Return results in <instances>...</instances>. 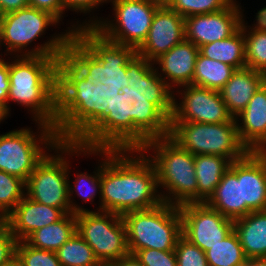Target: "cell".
<instances>
[{"label": "cell", "mask_w": 266, "mask_h": 266, "mask_svg": "<svg viewBox=\"0 0 266 266\" xmlns=\"http://www.w3.org/2000/svg\"><path fill=\"white\" fill-rule=\"evenodd\" d=\"M59 141L136 144L152 122L119 90L85 77L65 56L56 64Z\"/></svg>", "instance_id": "1"}, {"label": "cell", "mask_w": 266, "mask_h": 266, "mask_svg": "<svg viewBox=\"0 0 266 266\" xmlns=\"http://www.w3.org/2000/svg\"><path fill=\"white\" fill-rule=\"evenodd\" d=\"M65 57L93 84L119 89L152 123L159 105L148 88L147 66L130 46L105 39L93 27H82L69 39Z\"/></svg>", "instance_id": "2"}, {"label": "cell", "mask_w": 266, "mask_h": 266, "mask_svg": "<svg viewBox=\"0 0 266 266\" xmlns=\"http://www.w3.org/2000/svg\"><path fill=\"white\" fill-rule=\"evenodd\" d=\"M83 155L99 156L100 211L124 215L163 201L153 162L136 144H85Z\"/></svg>", "instance_id": "3"}, {"label": "cell", "mask_w": 266, "mask_h": 266, "mask_svg": "<svg viewBox=\"0 0 266 266\" xmlns=\"http://www.w3.org/2000/svg\"><path fill=\"white\" fill-rule=\"evenodd\" d=\"M136 145L155 166L163 202L178 207L197 203L194 155L190 151L182 149L156 123L143 130Z\"/></svg>", "instance_id": "4"}, {"label": "cell", "mask_w": 266, "mask_h": 266, "mask_svg": "<svg viewBox=\"0 0 266 266\" xmlns=\"http://www.w3.org/2000/svg\"><path fill=\"white\" fill-rule=\"evenodd\" d=\"M12 57V58H11ZM60 57L10 56L9 92L5 108L11 104L27 108L33 122L56 128V64ZM11 101V102H10Z\"/></svg>", "instance_id": "5"}, {"label": "cell", "mask_w": 266, "mask_h": 266, "mask_svg": "<svg viewBox=\"0 0 266 266\" xmlns=\"http://www.w3.org/2000/svg\"><path fill=\"white\" fill-rule=\"evenodd\" d=\"M59 24L61 22L51 13L31 6L2 15L0 48L5 47L4 53H6L4 55L0 53V57L12 54V56H65L67 43L73 36L67 29L59 33L56 31L43 44L34 43L43 34L45 35L50 26L55 28Z\"/></svg>", "instance_id": "6"}, {"label": "cell", "mask_w": 266, "mask_h": 266, "mask_svg": "<svg viewBox=\"0 0 266 266\" xmlns=\"http://www.w3.org/2000/svg\"><path fill=\"white\" fill-rule=\"evenodd\" d=\"M82 154L83 143L59 141L30 174L25 182V195L33 201L62 209L66 214L71 213L68 175L72 163L69 160Z\"/></svg>", "instance_id": "7"}, {"label": "cell", "mask_w": 266, "mask_h": 266, "mask_svg": "<svg viewBox=\"0 0 266 266\" xmlns=\"http://www.w3.org/2000/svg\"><path fill=\"white\" fill-rule=\"evenodd\" d=\"M130 254L142 249L173 251L182 236V218L178 206L162 202L145 210L122 215Z\"/></svg>", "instance_id": "8"}, {"label": "cell", "mask_w": 266, "mask_h": 266, "mask_svg": "<svg viewBox=\"0 0 266 266\" xmlns=\"http://www.w3.org/2000/svg\"><path fill=\"white\" fill-rule=\"evenodd\" d=\"M182 149L193 155H219L232 162L248 150L241 144L236 119L226 123L156 122Z\"/></svg>", "instance_id": "9"}, {"label": "cell", "mask_w": 266, "mask_h": 266, "mask_svg": "<svg viewBox=\"0 0 266 266\" xmlns=\"http://www.w3.org/2000/svg\"><path fill=\"white\" fill-rule=\"evenodd\" d=\"M35 124L37 132L27 126L0 134V170L25 182L37 164L59 142L54 128L39 122Z\"/></svg>", "instance_id": "10"}, {"label": "cell", "mask_w": 266, "mask_h": 266, "mask_svg": "<svg viewBox=\"0 0 266 266\" xmlns=\"http://www.w3.org/2000/svg\"><path fill=\"white\" fill-rule=\"evenodd\" d=\"M232 118L219 91L190 84L176 88L159 105L156 122L226 123Z\"/></svg>", "instance_id": "11"}, {"label": "cell", "mask_w": 266, "mask_h": 266, "mask_svg": "<svg viewBox=\"0 0 266 266\" xmlns=\"http://www.w3.org/2000/svg\"><path fill=\"white\" fill-rule=\"evenodd\" d=\"M109 3L114 16L101 17L93 28L105 39L137 50L147 37L156 10L163 3L158 0H109Z\"/></svg>", "instance_id": "12"}, {"label": "cell", "mask_w": 266, "mask_h": 266, "mask_svg": "<svg viewBox=\"0 0 266 266\" xmlns=\"http://www.w3.org/2000/svg\"><path fill=\"white\" fill-rule=\"evenodd\" d=\"M76 215V233L93 249L103 266L128 255L126 227L121 215L85 211Z\"/></svg>", "instance_id": "13"}, {"label": "cell", "mask_w": 266, "mask_h": 266, "mask_svg": "<svg viewBox=\"0 0 266 266\" xmlns=\"http://www.w3.org/2000/svg\"><path fill=\"white\" fill-rule=\"evenodd\" d=\"M198 53L199 48L194 43L183 40L147 67L148 88L158 105L163 103L176 87L192 84Z\"/></svg>", "instance_id": "14"}, {"label": "cell", "mask_w": 266, "mask_h": 266, "mask_svg": "<svg viewBox=\"0 0 266 266\" xmlns=\"http://www.w3.org/2000/svg\"><path fill=\"white\" fill-rule=\"evenodd\" d=\"M179 209L182 235L204 252L224 240L234 230L233 220L206 203H188L179 206Z\"/></svg>", "instance_id": "15"}, {"label": "cell", "mask_w": 266, "mask_h": 266, "mask_svg": "<svg viewBox=\"0 0 266 266\" xmlns=\"http://www.w3.org/2000/svg\"><path fill=\"white\" fill-rule=\"evenodd\" d=\"M233 0L218 12L194 15L185 18V40L198 48L205 44L223 40L233 35L242 24L244 9Z\"/></svg>", "instance_id": "16"}, {"label": "cell", "mask_w": 266, "mask_h": 266, "mask_svg": "<svg viewBox=\"0 0 266 266\" xmlns=\"http://www.w3.org/2000/svg\"><path fill=\"white\" fill-rule=\"evenodd\" d=\"M183 40L185 18L163 3L156 10L147 37L136 50V54L148 67L155 59Z\"/></svg>", "instance_id": "17"}, {"label": "cell", "mask_w": 266, "mask_h": 266, "mask_svg": "<svg viewBox=\"0 0 266 266\" xmlns=\"http://www.w3.org/2000/svg\"><path fill=\"white\" fill-rule=\"evenodd\" d=\"M65 215L62 209L33 201L25 195L3 223L17 241H25L34 231L61 220Z\"/></svg>", "instance_id": "18"}, {"label": "cell", "mask_w": 266, "mask_h": 266, "mask_svg": "<svg viewBox=\"0 0 266 266\" xmlns=\"http://www.w3.org/2000/svg\"><path fill=\"white\" fill-rule=\"evenodd\" d=\"M237 133L248 151L266 149V84L253 95L246 108L236 117Z\"/></svg>", "instance_id": "19"}, {"label": "cell", "mask_w": 266, "mask_h": 266, "mask_svg": "<svg viewBox=\"0 0 266 266\" xmlns=\"http://www.w3.org/2000/svg\"><path fill=\"white\" fill-rule=\"evenodd\" d=\"M266 210V163L254 151L242 157V217Z\"/></svg>", "instance_id": "20"}, {"label": "cell", "mask_w": 266, "mask_h": 266, "mask_svg": "<svg viewBox=\"0 0 266 266\" xmlns=\"http://www.w3.org/2000/svg\"><path fill=\"white\" fill-rule=\"evenodd\" d=\"M206 204L233 221L242 218V158L231 163Z\"/></svg>", "instance_id": "21"}, {"label": "cell", "mask_w": 266, "mask_h": 266, "mask_svg": "<svg viewBox=\"0 0 266 266\" xmlns=\"http://www.w3.org/2000/svg\"><path fill=\"white\" fill-rule=\"evenodd\" d=\"M264 83L262 72L247 67L236 70L219 90L228 112L234 118L240 114Z\"/></svg>", "instance_id": "22"}, {"label": "cell", "mask_w": 266, "mask_h": 266, "mask_svg": "<svg viewBox=\"0 0 266 266\" xmlns=\"http://www.w3.org/2000/svg\"><path fill=\"white\" fill-rule=\"evenodd\" d=\"M234 231L248 259L266 257V210L235 220Z\"/></svg>", "instance_id": "23"}, {"label": "cell", "mask_w": 266, "mask_h": 266, "mask_svg": "<svg viewBox=\"0 0 266 266\" xmlns=\"http://www.w3.org/2000/svg\"><path fill=\"white\" fill-rule=\"evenodd\" d=\"M197 180V203H206L214 194L232 161L219 155H194Z\"/></svg>", "instance_id": "24"}, {"label": "cell", "mask_w": 266, "mask_h": 266, "mask_svg": "<svg viewBox=\"0 0 266 266\" xmlns=\"http://www.w3.org/2000/svg\"><path fill=\"white\" fill-rule=\"evenodd\" d=\"M242 21L245 38L246 67L264 73L266 71V18L258 11L256 22L251 25Z\"/></svg>", "instance_id": "25"}, {"label": "cell", "mask_w": 266, "mask_h": 266, "mask_svg": "<svg viewBox=\"0 0 266 266\" xmlns=\"http://www.w3.org/2000/svg\"><path fill=\"white\" fill-rule=\"evenodd\" d=\"M199 53L209 59L228 64L236 70L245 68V38L242 24L228 38L200 46Z\"/></svg>", "instance_id": "26"}, {"label": "cell", "mask_w": 266, "mask_h": 266, "mask_svg": "<svg viewBox=\"0 0 266 266\" xmlns=\"http://www.w3.org/2000/svg\"><path fill=\"white\" fill-rule=\"evenodd\" d=\"M76 233V215L66 214L61 220L34 231L25 241L35 248L56 252Z\"/></svg>", "instance_id": "27"}, {"label": "cell", "mask_w": 266, "mask_h": 266, "mask_svg": "<svg viewBox=\"0 0 266 266\" xmlns=\"http://www.w3.org/2000/svg\"><path fill=\"white\" fill-rule=\"evenodd\" d=\"M98 165L95 166V170L92 172L93 174H89L87 172L76 173L73 177L75 178L74 184L70 181V176L68 175V190H69V203L71 206V213L77 214L80 212L91 211L88 208H84V205H80L74 200V197H80L81 202L90 203L93 205L94 198L99 197L98 207H96L97 211H100V199H101V182H100V160L98 159ZM73 184V185H72ZM73 194H75L73 196Z\"/></svg>", "instance_id": "28"}, {"label": "cell", "mask_w": 266, "mask_h": 266, "mask_svg": "<svg viewBox=\"0 0 266 266\" xmlns=\"http://www.w3.org/2000/svg\"><path fill=\"white\" fill-rule=\"evenodd\" d=\"M235 71L236 69L228 64L198 53L192 85L219 91Z\"/></svg>", "instance_id": "29"}, {"label": "cell", "mask_w": 266, "mask_h": 266, "mask_svg": "<svg viewBox=\"0 0 266 266\" xmlns=\"http://www.w3.org/2000/svg\"><path fill=\"white\" fill-rule=\"evenodd\" d=\"M205 254L208 266H244L248 259L234 230Z\"/></svg>", "instance_id": "30"}, {"label": "cell", "mask_w": 266, "mask_h": 266, "mask_svg": "<svg viewBox=\"0 0 266 266\" xmlns=\"http://www.w3.org/2000/svg\"><path fill=\"white\" fill-rule=\"evenodd\" d=\"M61 266H103L94 254L93 249L75 233L57 251Z\"/></svg>", "instance_id": "31"}, {"label": "cell", "mask_w": 266, "mask_h": 266, "mask_svg": "<svg viewBox=\"0 0 266 266\" xmlns=\"http://www.w3.org/2000/svg\"><path fill=\"white\" fill-rule=\"evenodd\" d=\"M25 196V181L0 170V219L14 210Z\"/></svg>", "instance_id": "32"}, {"label": "cell", "mask_w": 266, "mask_h": 266, "mask_svg": "<svg viewBox=\"0 0 266 266\" xmlns=\"http://www.w3.org/2000/svg\"><path fill=\"white\" fill-rule=\"evenodd\" d=\"M233 0H167L165 4L183 18L218 12Z\"/></svg>", "instance_id": "33"}, {"label": "cell", "mask_w": 266, "mask_h": 266, "mask_svg": "<svg viewBox=\"0 0 266 266\" xmlns=\"http://www.w3.org/2000/svg\"><path fill=\"white\" fill-rule=\"evenodd\" d=\"M104 3H109V0H62L65 11H75L77 14H85V16L89 14V19H86L87 21L79 22L80 20L78 19L76 23L75 21L73 23L71 22L70 24L72 25H70V27L68 26L67 30L72 34H76L82 27H94L101 20V17L97 16V14L94 16L93 13Z\"/></svg>", "instance_id": "34"}, {"label": "cell", "mask_w": 266, "mask_h": 266, "mask_svg": "<svg viewBox=\"0 0 266 266\" xmlns=\"http://www.w3.org/2000/svg\"><path fill=\"white\" fill-rule=\"evenodd\" d=\"M16 256L23 266H61L56 252L30 246L26 241H18Z\"/></svg>", "instance_id": "35"}, {"label": "cell", "mask_w": 266, "mask_h": 266, "mask_svg": "<svg viewBox=\"0 0 266 266\" xmlns=\"http://www.w3.org/2000/svg\"><path fill=\"white\" fill-rule=\"evenodd\" d=\"M177 266H208L206 254L183 235L175 246Z\"/></svg>", "instance_id": "36"}, {"label": "cell", "mask_w": 266, "mask_h": 266, "mask_svg": "<svg viewBox=\"0 0 266 266\" xmlns=\"http://www.w3.org/2000/svg\"><path fill=\"white\" fill-rule=\"evenodd\" d=\"M143 266H177L175 251L142 249L134 253Z\"/></svg>", "instance_id": "37"}, {"label": "cell", "mask_w": 266, "mask_h": 266, "mask_svg": "<svg viewBox=\"0 0 266 266\" xmlns=\"http://www.w3.org/2000/svg\"><path fill=\"white\" fill-rule=\"evenodd\" d=\"M17 242L9 228L2 222L0 224V266H4L16 256Z\"/></svg>", "instance_id": "38"}, {"label": "cell", "mask_w": 266, "mask_h": 266, "mask_svg": "<svg viewBox=\"0 0 266 266\" xmlns=\"http://www.w3.org/2000/svg\"><path fill=\"white\" fill-rule=\"evenodd\" d=\"M29 5L51 13L61 22L65 16L64 13H66L62 0H29Z\"/></svg>", "instance_id": "39"}, {"label": "cell", "mask_w": 266, "mask_h": 266, "mask_svg": "<svg viewBox=\"0 0 266 266\" xmlns=\"http://www.w3.org/2000/svg\"><path fill=\"white\" fill-rule=\"evenodd\" d=\"M9 56L5 60L0 57V101L5 105L9 92Z\"/></svg>", "instance_id": "40"}, {"label": "cell", "mask_w": 266, "mask_h": 266, "mask_svg": "<svg viewBox=\"0 0 266 266\" xmlns=\"http://www.w3.org/2000/svg\"><path fill=\"white\" fill-rule=\"evenodd\" d=\"M29 0H0V12L2 15L28 7Z\"/></svg>", "instance_id": "41"}, {"label": "cell", "mask_w": 266, "mask_h": 266, "mask_svg": "<svg viewBox=\"0 0 266 266\" xmlns=\"http://www.w3.org/2000/svg\"><path fill=\"white\" fill-rule=\"evenodd\" d=\"M108 266H143L134 254H128L111 262Z\"/></svg>", "instance_id": "42"}, {"label": "cell", "mask_w": 266, "mask_h": 266, "mask_svg": "<svg viewBox=\"0 0 266 266\" xmlns=\"http://www.w3.org/2000/svg\"><path fill=\"white\" fill-rule=\"evenodd\" d=\"M244 266H266V257L249 258Z\"/></svg>", "instance_id": "43"}, {"label": "cell", "mask_w": 266, "mask_h": 266, "mask_svg": "<svg viewBox=\"0 0 266 266\" xmlns=\"http://www.w3.org/2000/svg\"><path fill=\"white\" fill-rule=\"evenodd\" d=\"M9 116L10 114L7 112L5 105L0 101V124Z\"/></svg>", "instance_id": "44"}, {"label": "cell", "mask_w": 266, "mask_h": 266, "mask_svg": "<svg viewBox=\"0 0 266 266\" xmlns=\"http://www.w3.org/2000/svg\"><path fill=\"white\" fill-rule=\"evenodd\" d=\"M4 266H23V265L21 261L17 258V256H15L9 262H7Z\"/></svg>", "instance_id": "45"}, {"label": "cell", "mask_w": 266, "mask_h": 266, "mask_svg": "<svg viewBox=\"0 0 266 266\" xmlns=\"http://www.w3.org/2000/svg\"><path fill=\"white\" fill-rule=\"evenodd\" d=\"M256 152L265 160L266 163V149H262Z\"/></svg>", "instance_id": "46"}, {"label": "cell", "mask_w": 266, "mask_h": 266, "mask_svg": "<svg viewBox=\"0 0 266 266\" xmlns=\"http://www.w3.org/2000/svg\"><path fill=\"white\" fill-rule=\"evenodd\" d=\"M258 11L266 18V6H263V8Z\"/></svg>", "instance_id": "47"}, {"label": "cell", "mask_w": 266, "mask_h": 266, "mask_svg": "<svg viewBox=\"0 0 266 266\" xmlns=\"http://www.w3.org/2000/svg\"><path fill=\"white\" fill-rule=\"evenodd\" d=\"M264 80H265V84H266V71L264 72Z\"/></svg>", "instance_id": "48"}, {"label": "cell", "mask_w": 266, "mask_h": 266, "mask_svg": "<svg viewBox=\"0 0 266 266\" xmlns=\"http://www.w3.org/2000/svg\"><path fill=\"white\" fill-rule=\"evenodd\" d=\"M161 3H165L167 0H158Z\"/></svg>", "instance_id": "49"}]
</instances>
